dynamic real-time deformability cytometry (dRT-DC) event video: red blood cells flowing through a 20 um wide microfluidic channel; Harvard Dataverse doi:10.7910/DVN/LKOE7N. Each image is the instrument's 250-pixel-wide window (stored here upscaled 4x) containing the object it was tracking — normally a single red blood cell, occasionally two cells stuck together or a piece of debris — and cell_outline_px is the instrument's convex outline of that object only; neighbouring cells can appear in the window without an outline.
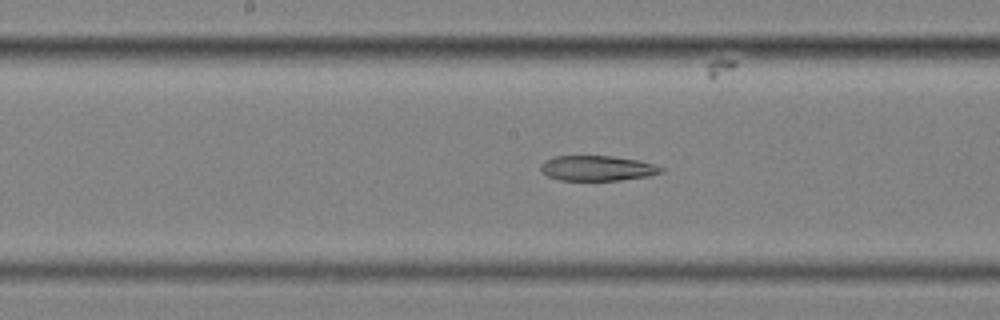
{"species": "common noctule bat (a hibernating species)", "species_latin": "Nyctalus noctula", "temperature_condition": "cold", "stored_images_in_passage": 57, "segment_of_instrument_passage": [2, 2], "camera_frame_rate_fps": 3000, "um_per_image_px": 0.085, "animal": {"sex": "female", "body_mass_g": 25.1}, "frame": {"image": 1, "passage_image": 29, "time_ms": 9.333, "image_size_px": [1000, 320], "cell_outline_px": [[664, 172], [648, 176], [620, 180], [560, 180], [548, 176], [540, 168], [540, 164], [544, 160], [556, 156], [612, 156], [640, 160], [664, 168]], "centroid_in_image_um": [50.78, 14.29], "position_along_channel_um": 197.4, "area_um2": 17.63}}
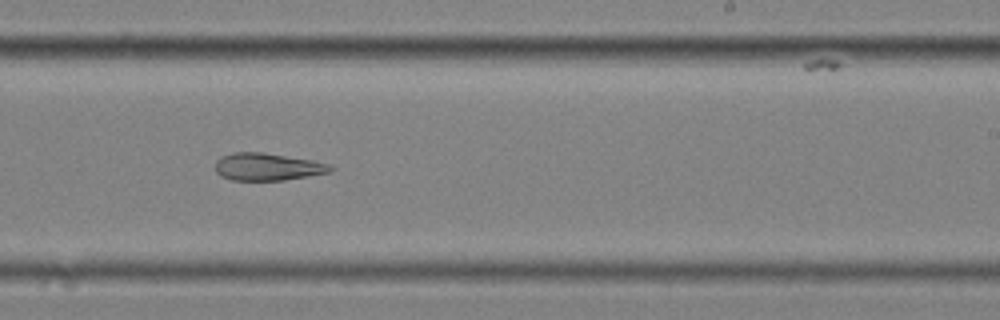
{"frame": {"image": 2, "passage_image": 35, "time_ms": 11.333, "image_size_px": [1000, 320], "cell_outline_px": [[336, 168], [328, 172], [308, 176], [284, 180], [232, 180], [220, 176], [216, 172], [216, 160], [220, 156], [232, 152], [260, 152], [312, 160], [328, 164]], "centroid_in_image_um": [22.69, 14.17], "position_along_channel_um": 266.3, "area_um2": 18.32}}
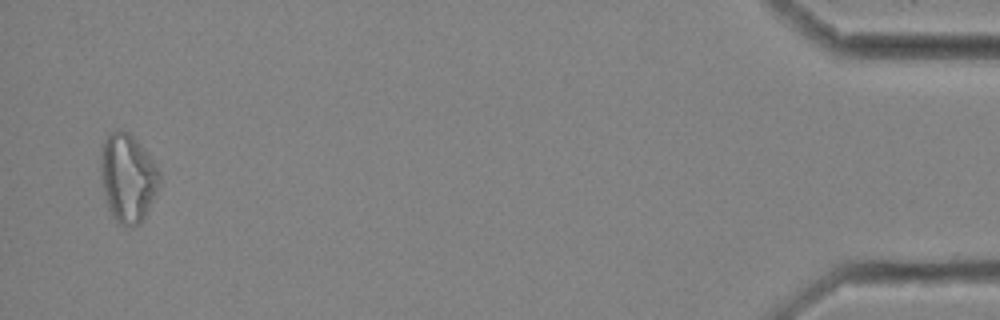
{"frame": {"image": 3, "passage_image": 56, "time_ms": 18.333, "image_size_px": [1000, 320], "cell_outline_px": [[160, 180], [156, 192], [140, 224], [132, 228], [116, 224], [104, 200], [100, 176], [100, 160], [104, 140], [116, 128], [124, 128], [140, 144], [152, 160], [160, 172]], "centroid_in_image_um": [10.82, 15.15], "position_along_channel_um": 424.4, "area_um2": 30.58}}